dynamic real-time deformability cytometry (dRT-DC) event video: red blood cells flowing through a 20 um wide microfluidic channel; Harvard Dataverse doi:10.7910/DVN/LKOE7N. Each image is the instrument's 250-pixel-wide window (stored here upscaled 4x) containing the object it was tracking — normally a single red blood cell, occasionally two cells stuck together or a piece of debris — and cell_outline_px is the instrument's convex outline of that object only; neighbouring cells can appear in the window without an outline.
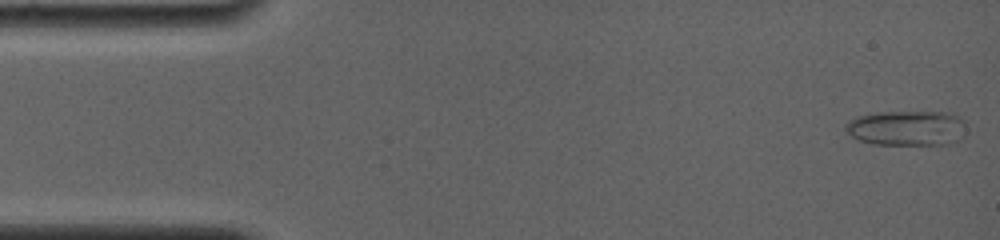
{"species": "common noctule bat (a hibernating species)", "species_latin": "Nyctalus noctula", "temperature_condition": "room temperature", "stored_images_in_passage": 14, "camera_frame_rate_fps": 4000, "um_per_image_px": 0.085, "animal": {"sex": "female", "body_mass_g": 19.0, "forearm_length_mm": 56.7}, "frame": {"image": 1, "passage_image": 1, "time_ms": 0.0, "image_size_px": [1000, 240], "cell_outline_px": [[964, 120], [960, 136], [956, 140], [948, 144], [876, 144], [860, 140], [852, 136], [844, 128], [844, 124], [848, 120], [856, 116], [880, 112], [944, 112], [960, 116]], "centroid_in_image_um": [77.01, 10.87], "position_along_channel_um": 8.0, "area_um2": 24.33}}
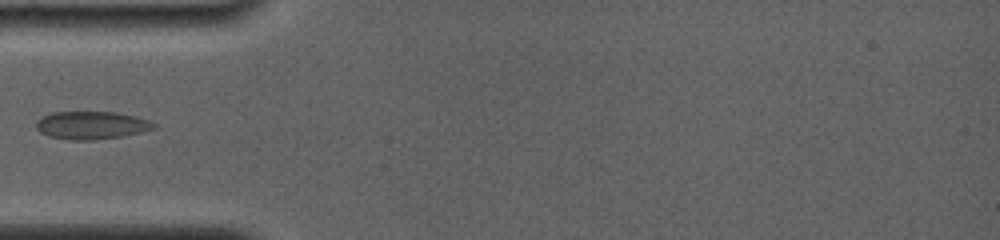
{"frame": {"image": 2, "passage_image": 10, "time_ms": 4.75, "image_size_px": [1000, 240], "cell_outline_px": [[156, 128], [140, 132], [120, 136], [92, 140], [72, 140], [48, 136], [40, 132], [36, 128], [36, 120], [52, 112], [116, 112], [136, 116], [148, 120], [156, 124]], "centroid_in_image_um": [7.76, 10.64], "position_along_channel_um": 77.2, "area_um2": 19.02}}
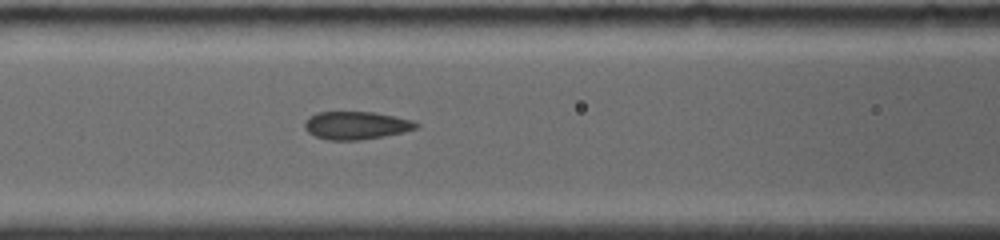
{"frame": {"image": 3, "passage_image": 13, "time_ms": 6.25, "image_size_px": [1000, 240], "cell_outline_px": [[420, 128], [404, 132], [384, 136], [360, 140], [328, 140], [316, 136], [308, 132], [304, 128], [304, 124], [308, 116], [316, 112], [376, 112], [412, 120], [420, 124]], "centroid_in_image_um": [30.29, 10.65], "position_along_channel_um": 136.3, "area_um2": 18.32}}